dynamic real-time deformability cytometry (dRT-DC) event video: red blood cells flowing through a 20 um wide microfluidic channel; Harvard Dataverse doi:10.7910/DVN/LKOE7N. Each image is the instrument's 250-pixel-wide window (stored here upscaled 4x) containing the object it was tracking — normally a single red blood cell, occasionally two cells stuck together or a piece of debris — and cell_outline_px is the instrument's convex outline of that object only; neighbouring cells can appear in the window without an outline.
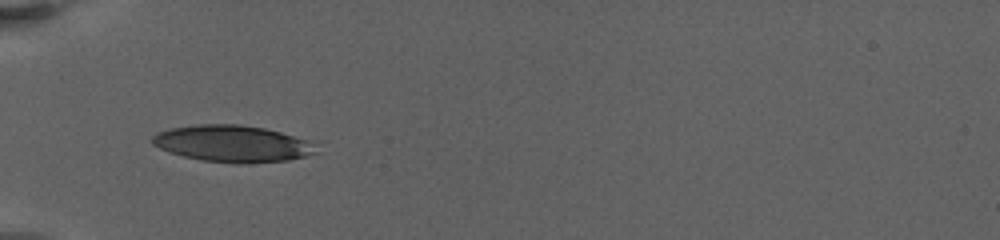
{"species": "human", "species_latin": "Homo sapiens", "temperature_condition": "warm", "stored_images_in_passage": 22, "camera_frame_rate_fps": 3000, "um_per_image_px": 0.085, "donor": {"sex": "female"}, "frame": {"image": 1, "passage_image": 4, "time_ms": 1.333, "image_size_px": [1000, 240], "cell_outline_px": [[316, 152], [304, 156], [288, 160], [248, 164], [240, 164], [204, 160], [184, 156], [168, 152], [152, 144], [152, 136], [156, 132], [172, 128], [196, 124], [240, 124], [264, 128], [280, 132], [304, 140]], "centroid_in_image_um": [19.65, 12.21], "position_along_channel_um": 65.3, "area_um2": 34.51}}
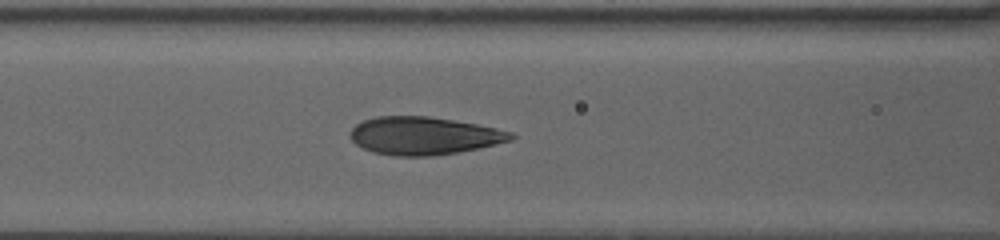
{"frame": {"image": 2, "passage_image": 12, "time_ms": 3.667, "image_size_px": [1000, 240], "cell_outline_px": [[516, 136], [512, 140], [476, 148], [456, 152], [432, 156], [396, 156], [372, 152], [356, 144], [352, 140], [352, 128], [356, 124], [364, 120], [376, 116], [428, 116], [476, 124], [496, 128], [512, 132]], "centroid_in_image_um": [36.02, 11.53], "position_along_channel_um": 130.6, "area_um2": 35.08}}
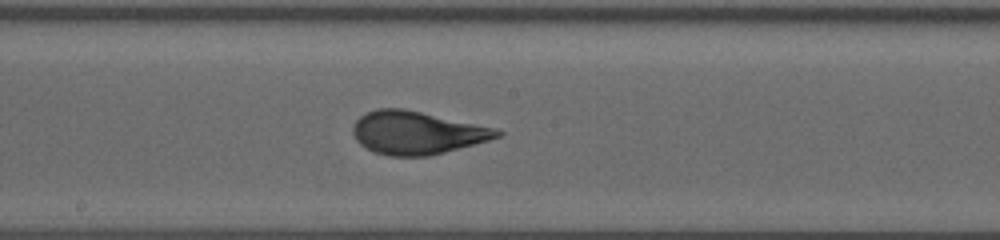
{"frame": {"image": 3, "passage_image": 21, "time_ms": 6.333, "image_size_px": [1000, 240], "cell_outline_px": [[504, 132], [500, 136], [488, 140], [444, 152], [428, 156], [388, 156], [372, 152], [360, 144], [356, 140], [352, 132], [352, 124], [360, 116], [376, 108], [404, 108], [492, 128]], "centroid_in_image_um": [35.34, 11.29], "position_along_channel_um": 212.9, "area_um2": 35.78}}